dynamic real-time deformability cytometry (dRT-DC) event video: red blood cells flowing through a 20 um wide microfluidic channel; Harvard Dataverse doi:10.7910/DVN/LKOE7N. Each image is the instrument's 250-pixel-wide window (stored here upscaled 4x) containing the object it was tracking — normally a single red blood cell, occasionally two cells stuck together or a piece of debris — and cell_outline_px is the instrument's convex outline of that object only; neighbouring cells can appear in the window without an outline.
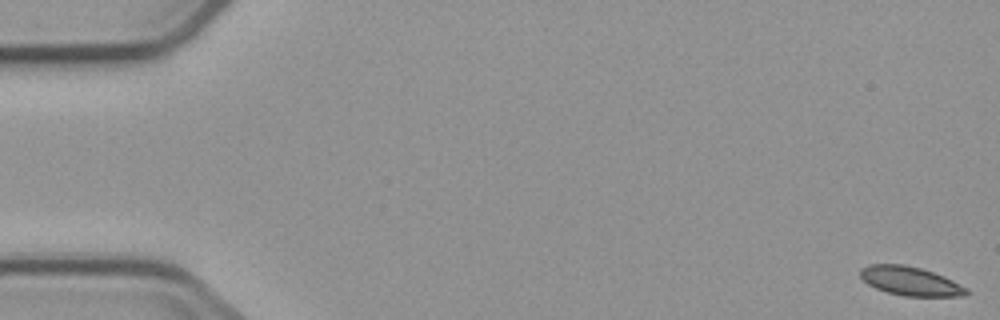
{"species": "common noctule bat (a hibernating species)", "species_latin": "Nyctalus noctula", "temperature_condition": "cold", "stored_images_in_passage": 6, "segment_of_instrument_passage": [1, 2], "camera_frame_rate_fps": 3000, "um_per_image_px": 0.085, "animal": {"sex": "male", "body_mass_g": 23.1, "forearm_length_mm": 52.7}, "frame": {"image": 1, "passage_image": 1, "time_ms": 0.0, "image_size_px": [1000, 320], "cell_outline_px": [[968, 292], [964, 296], [904, 296], [888, 292], [876, 288], [868, 284], [860, 276], [860, 268], [868, 264], [904, 264], [920, 268], [944, 276], [968, 288]], "centroid_in_image_um": [77.37, 23.88], "position_along_channel_um": 7.6, "area_um2": 17.8}}
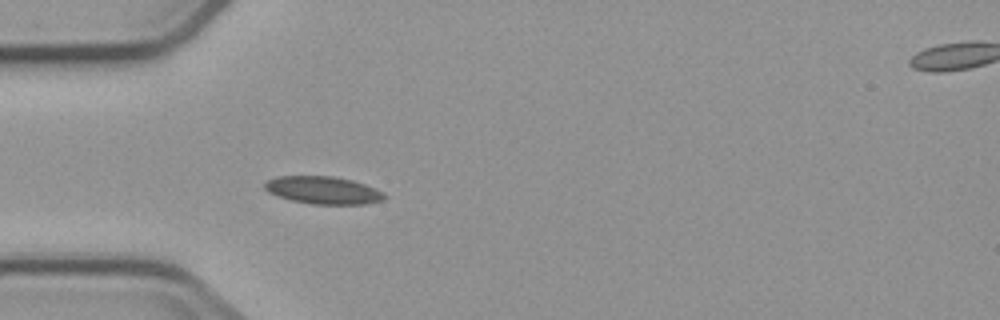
{"frame": {"image": 2, "passage_image": 5, "time_ms": 5.333, "image_size_px": [1000, 320], "cell_outline_px": [[388, 196], [384, 200], [368, 204], [312, 204], [292, 200], [276, 196], [268, 192], [264, 188], [264, 184], [268, 180], [276, 176], [332, 176], [352, 180], [376, 188]], "centroid_in_image_um": [27.48, 16.17], "position_along_channel_um": 57.5, "area_um2": 19.36}}